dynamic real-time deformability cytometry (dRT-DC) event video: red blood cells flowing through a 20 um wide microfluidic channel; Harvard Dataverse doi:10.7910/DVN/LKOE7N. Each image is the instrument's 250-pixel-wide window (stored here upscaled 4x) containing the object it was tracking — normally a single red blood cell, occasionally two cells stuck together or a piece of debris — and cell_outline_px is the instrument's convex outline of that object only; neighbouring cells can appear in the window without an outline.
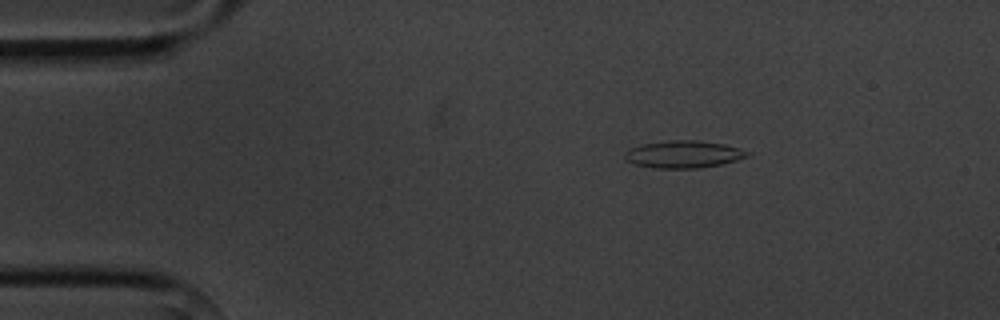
{"species": "common noctule bat (a hibernating species)", "species_latin": "Nyctalus noctula", "temperature_condition": "cold", "stored_images_in_passage": 9, "camera_frame_rate_fps": 3000, "um_per_image_px": 0.085, "animal": {"sex": "male", "body_mass_g": 20.1, "forearm_length_mm": 53.5}, "frame": {"image": 1, "passage_image": 3, "time_ms": 2.333, "image_size_px": [1000, 320], "cell_outline_px": [[752, 152], [748, 156], [736, 160], [720, 164], [700, 168], [652, 168], [636, 164], [624, 160], [624, 152], [628, 148], [644, 144], [668, 140], [696, 140], [724, 144], [740, 148]], "centroid_in_image_um": [58.08, 13.11], "position_along_channel_um": 26.9, "area_um2": 19.59}}
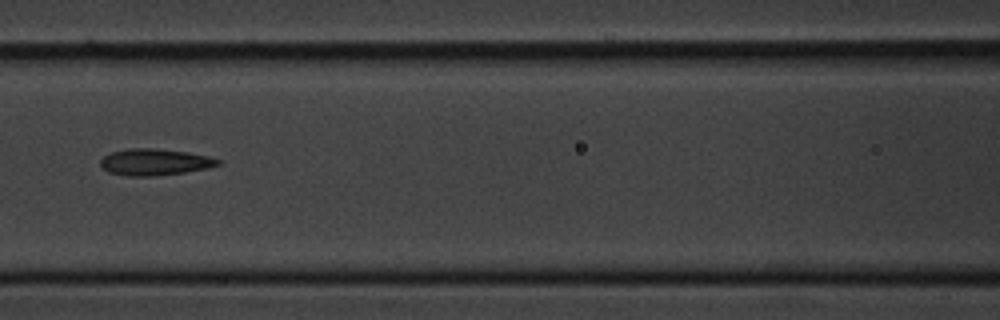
{"frame": {"image": 2, "passage_image": 7, "time_ms": 7.333, "image_size_px": [1000, 320], "cell_outline_px": [[224, 160], [220, 164], [208, 168], [184, 172], [152, 176], [128, 176], [108, 172], [100, 164], [100, 160], [104, 156], [112, 152], [128, 148], [156, 148], [188, 152], [208, 156]], "centroid_in_image_um": [13.18, 13.77], "position_along_channel_um": 153.4, "area_um2": 18.21}}
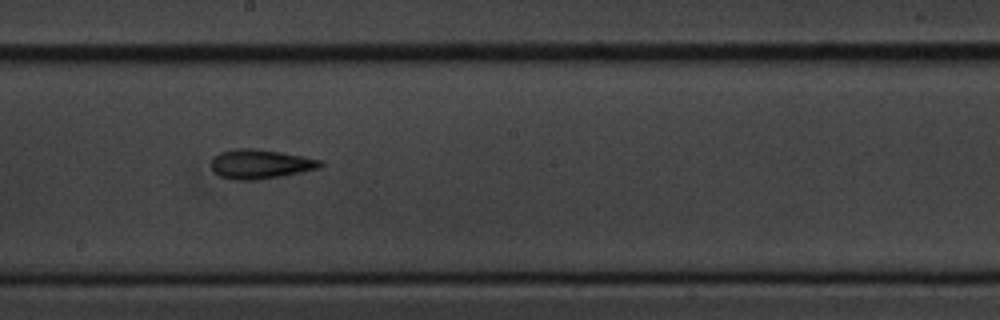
{"frame": {"image": 3, "passage_image": 9, "time_ms": 9.333, "image_size_px": [1000, 320], "cell_outline_px": [[324, 164], [320, 168], [280, 176], [256, 180], [232, 180], [220, 176], [212, 168], [212, 160], [220, 152], [236, 148], [256, 148], [304, 156], [320, 160]], "centroid_in_image_um": [22.14, 13.94], "position_along_channel_um": 226.1, "area_um2": 18.55}}